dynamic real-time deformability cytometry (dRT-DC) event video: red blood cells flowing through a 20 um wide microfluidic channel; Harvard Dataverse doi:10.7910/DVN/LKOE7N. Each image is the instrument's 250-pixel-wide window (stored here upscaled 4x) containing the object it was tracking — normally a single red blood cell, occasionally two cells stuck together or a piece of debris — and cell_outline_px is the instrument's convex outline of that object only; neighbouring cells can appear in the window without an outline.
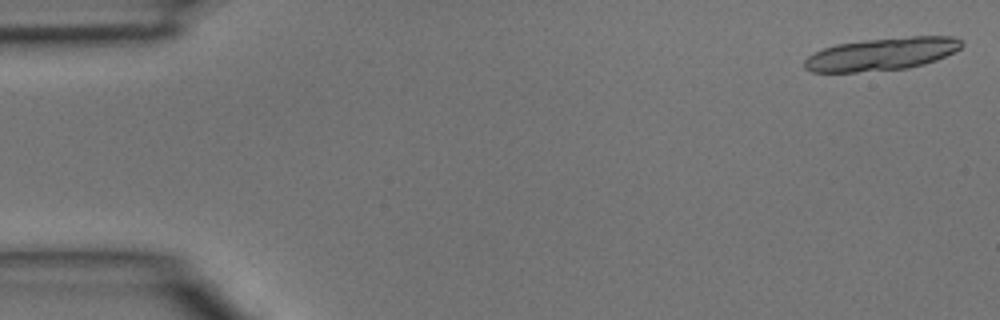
{"species": "common noctule bat (a hibernating species)", "species_latin": "Nyctalus noctula", "temperature_condition": "room temperature", "stored_images_in_passage": 16, "camera_frame_rate_fps": 3000, "um_per_image_px": 0.085, "animal": {"sex": "male", "body_mass_g": 15.6}, "frame": {"image": 1, "passage_image": 1, "time_ms": 0.0, "image_size_px": [1000, 320], "cell_outline_px": [[964, 44], [960, 48], [936, 60], [924, 64], [908, 68], [856, 72], [812, 72], [804, 68], [804, 60], [808, 56], [824, 48], [836, 44], [868, 40], [912, 36], [952, 36], [960, 40]], "centroid_in_image_um": [74.93, 4.6], "position_along_channel_um": 10.1, "area_um2": 29.65}}